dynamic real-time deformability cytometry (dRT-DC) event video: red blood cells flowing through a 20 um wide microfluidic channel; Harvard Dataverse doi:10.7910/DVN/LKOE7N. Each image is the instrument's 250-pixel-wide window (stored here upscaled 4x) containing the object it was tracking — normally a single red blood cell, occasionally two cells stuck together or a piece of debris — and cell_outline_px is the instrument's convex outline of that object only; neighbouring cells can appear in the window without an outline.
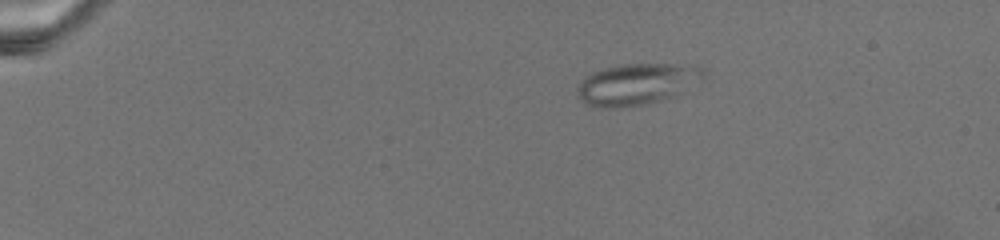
{"species": "common noctule bat (a hibernating species)", "species_latin": "Nyctalus noctula", "temperature_condition": "warm", "stored_images_in_passage": 4, "camera_frame_rate_fps": 3000, "um_per_image_px": 0.085, "animal": {"sex": "female", "body_mass_g": 19.5, "forearm_length_mm": 54.1}, "frame": {"image": 1, "passage_image": 2, "time_ms": 0.333, "image_size_px": [1000, 240], "cell_outline_px": [[708, 72], [704, 80], [668, 96], [656, 100], [640, 104], [588, 104], [580, 100], [576, 92], [580, 84], [592, 72], [604, 68], [624, 64], [672, 64], [704, 68]], "centroid_in_image_um": [54.19, 7.07], "position_along_channel_um": 30.8, "area_um2": 28.73}}